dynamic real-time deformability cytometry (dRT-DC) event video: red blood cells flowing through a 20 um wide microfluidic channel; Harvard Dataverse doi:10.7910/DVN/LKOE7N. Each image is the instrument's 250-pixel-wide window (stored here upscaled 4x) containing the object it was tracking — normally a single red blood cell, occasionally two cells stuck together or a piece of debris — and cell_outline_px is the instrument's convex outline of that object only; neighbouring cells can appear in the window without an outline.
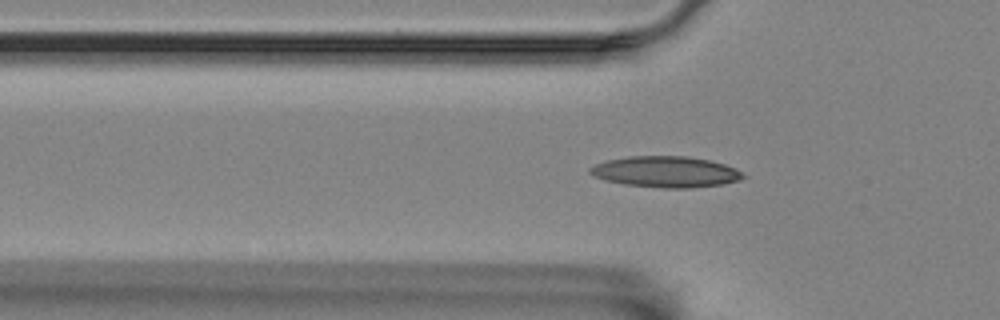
{"species": "Egyptian fruit bat (a non-hibernating species)", "species_latin": "Rousettus aegyptiacus", "temperature_condition": "room temperature", "stored_images_in_passage": 41, "segment_of_instrument_passage": [1, 2], "camera_frame_rate_fps": 3000, "um_per_image_px": 0.085, "animal": {"sex": "female"}, "frame": {"image": 1, "passage_image": 2, "time_ms": 0.333, "image_size_px": [1000, 320], "cell_outline_px": [[748, 176], [740, 180], [724, 184], [692, 188], [664, 188], [624, 184], [592, 176], [588, 172], [588, 168], [596, 164], [608, 160], [628, 156], [688, 156], [708, 160], [724, 164], [736, 168]], "centroid_in_image_um": [56.62, 14.6], "position_along_channel_um": 69.2, "area_um2": 27.8}}
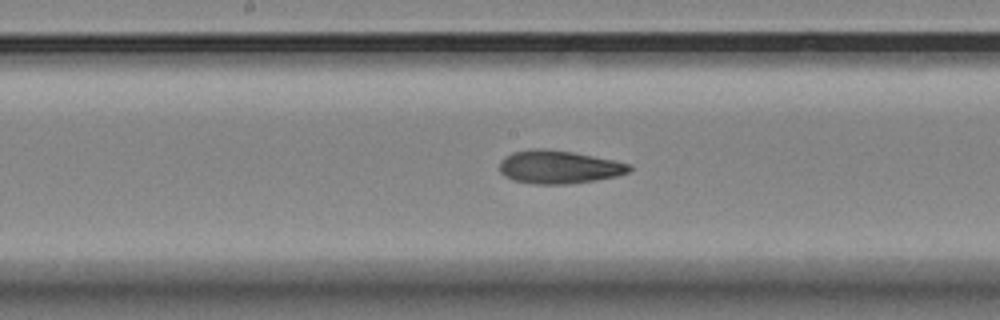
{"frame": {"image": 2, "passage_image": 13, "time_ms": 4.0, "image_size_px": [1000, 320], "cell_outline_px": [[632, 168], [628, 172], [616, 176], [596, 180], [568, 184], [532, 184], [512, 180], [504, 176], [500, 172], [500, 160], [504, 156], [512, 152], [532, 148], [544, 148], [572, 152], [612, 160], [628, 164]], "centroid_in_image_um": [47.43, 14.2], "position_along_channel_um": 200.8, "area_um2": 25.09}}
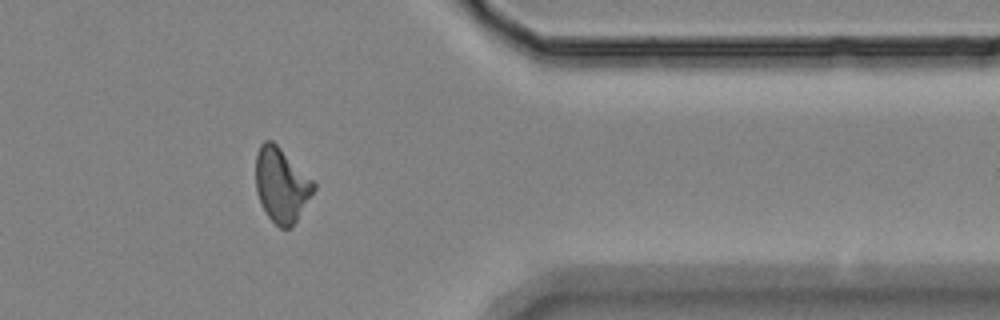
{"frame": {"image": 3, "passage_image": 30, "time_ms": 9.667, "image_size_px": [1000, 320], "cell_outline_px": [[316, 188], [296, 220], [288, 228], [280, 228], [268, 216], [260, 204], [256, 192], [256, 156], [260, 144], [264, 140], [272, 140], [316, 184]], "centroid_in_image_um": [23.89, 15.72], "position_along_channel_um": 387.5, "area_um2": 24.68}}